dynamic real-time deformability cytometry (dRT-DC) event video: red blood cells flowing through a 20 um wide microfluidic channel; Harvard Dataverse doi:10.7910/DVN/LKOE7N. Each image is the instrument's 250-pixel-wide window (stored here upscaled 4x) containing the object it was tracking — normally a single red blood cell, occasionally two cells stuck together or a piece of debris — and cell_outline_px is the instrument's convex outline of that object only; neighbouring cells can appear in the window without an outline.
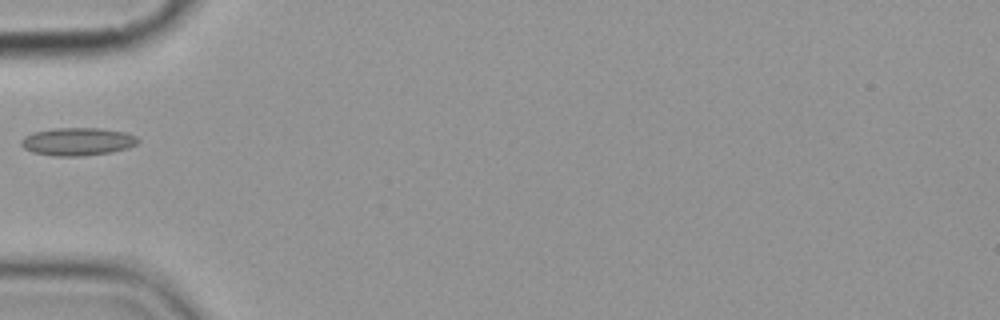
{"species": "common noctule bat (a hibernating species)", "species_latin": "Nyctalus noctula", "temperature_condition": "cold", "stored_images_in_passage": 6, "camera_frame_rate_fps": 3000, "um_per_image_px": 0.085, "animal": {"sex": "female", "body_mass_g": 19.9}, "frame": {"image": 1, "passage_image": 5, "time_ms": 5.667, "image_size_px": [1000, 320], "cell_outline_px": [[140, 140], [136, 144], [128, 148], [112, 152], [84, 156], [52, 156], [32, 152], [24, 148], [20, 144], [20, 140], [24, 136], [32, 132], [52, 128], [100, 128], [124, 132], [136, 136]], "centroid_in_image_um": [6.57, 12.03], "position_along_channel_um": 78.4, "area_um2": 19.19}}
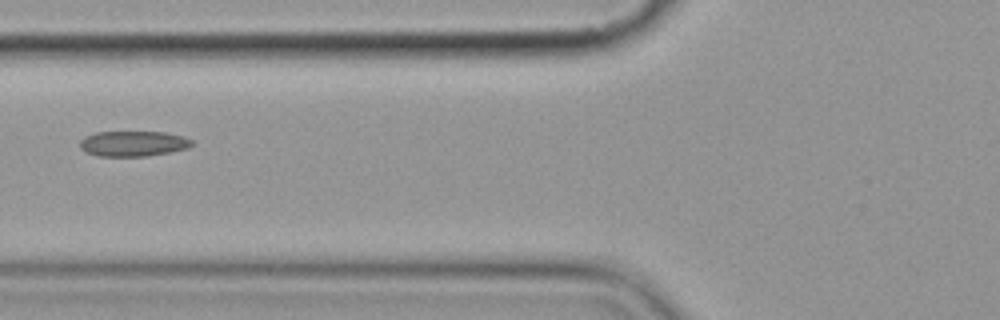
{"frame": {"image": 2, "passage_image": 6, "time_ms": 6.667, "image_size_px": [1000, 320], "cell_outline_px": [[192, 144], [188, 148], [148, 156], [100, 156], [88, 152], [80, 148], [80, 140], [84, 136], [96, 132], [164, 132], [184, 136], [192, 140]], "centroid_in_image_um": [11.32, 12.2], "position_along_channel_um": 114.5, "area_um2": 16.47}}